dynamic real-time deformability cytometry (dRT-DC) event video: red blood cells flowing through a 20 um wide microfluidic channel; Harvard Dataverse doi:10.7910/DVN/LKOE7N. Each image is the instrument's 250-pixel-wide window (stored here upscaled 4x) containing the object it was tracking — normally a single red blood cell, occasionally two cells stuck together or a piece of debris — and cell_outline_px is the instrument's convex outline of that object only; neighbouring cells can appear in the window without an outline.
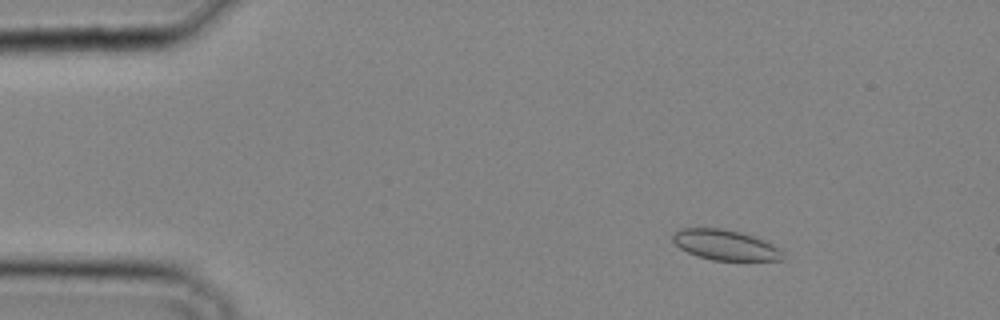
{"species": "common noctule bat (a hibernating species)", "species_latin": "Nyctalus noctula", "temperature_condition": "cold", "stored_images_in_passage": 36, "camera_frame_rate_fps": 3000, "um_per_image_px": 0.085, "animal": {"sex": "male", "body_mass_g": 20.4}, "frame": {"image": 1, "passage_image": 6, "time_ms": 1.667, "image_size_px": [1000, 320], "cell_outline_px": [[784, 260], [712, 260], [696, 256], [680, 248], [672, 240], [672, 236], [680, 228], [724, 228], [740, 232], [764, 240], [772, 244], [784, 252]], "centroid_in_image_um": [61.65, 20.82], "position_along_channel_um": 23.3, "area_um2": 19.42}}
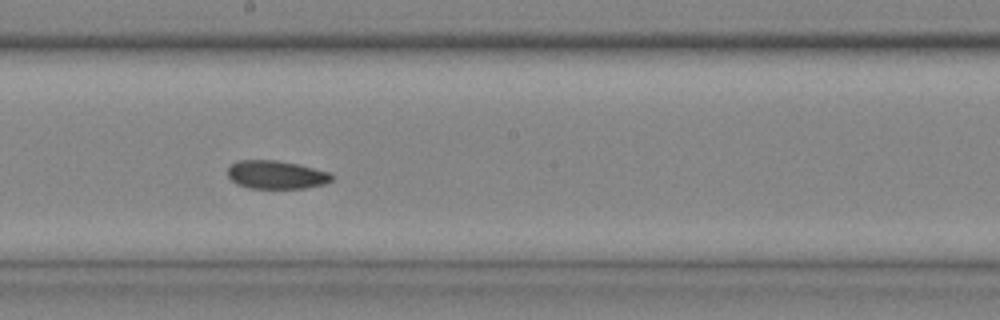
{"frame": {"image": 2, "passage_image": 21, "time_ms": 6.667, "image_size_px": [1000, 320], "cell_outline_px": [[332, 180], [324, 184], [304, 188], [248, 188], [236, 184], [228, 176], [228, 168], [236, 160], [276, 160], [296, 164], [332, 172]], "centroid_in_image_um": [23.47, 14.85], "position_along_channel_um": 224.7, "area_um2": 17.17}}
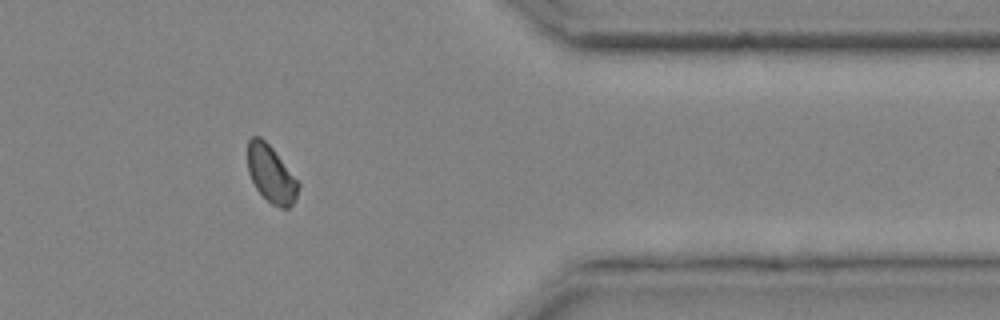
{"frame": {"image": 3, "passage_image": 31, "time_ms": 10.0, "image_size_px": [1000, 320], "cell_outline_px": [[300, 184], [296, 200], [288, 208], [280, 208], [272, 204], [256, 188], [248, 172], [248, 140], [252, 136], [260, 136], [272, 148], [300, 180]], "centroid_in_image_um": [23.08, 14.79], "position_along_channel_um": 388.3, "area_um2": 16.99}}